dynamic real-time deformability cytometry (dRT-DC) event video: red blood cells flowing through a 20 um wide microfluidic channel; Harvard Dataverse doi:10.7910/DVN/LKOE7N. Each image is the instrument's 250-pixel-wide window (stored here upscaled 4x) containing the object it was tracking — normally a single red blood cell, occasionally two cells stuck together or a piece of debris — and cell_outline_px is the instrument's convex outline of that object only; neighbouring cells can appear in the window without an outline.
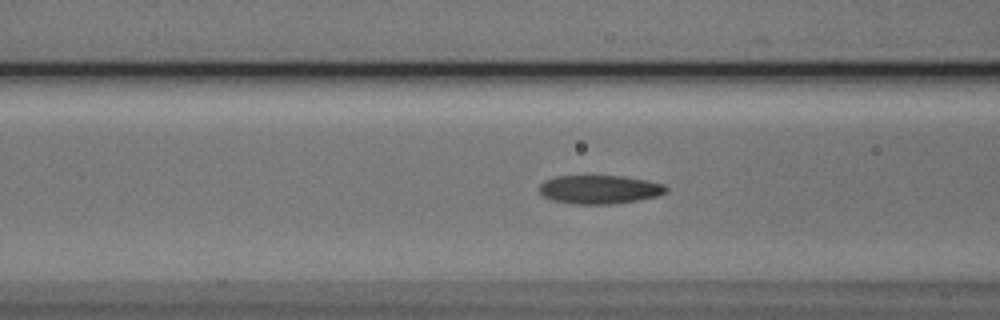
{"species": "Egyptian fruit bat (a non-hibernating species)", "species_latin": "Rousettus aegyptiacus", "temperature_condition": "cold", "stored_images_in_passage": 47, "camera_frame_rate_fps": 3000, "um_per_image_px": 0.085, "animal": {"sex": "male"}, "frame": {"image": 1, "passage_image": 21, "time_ms": 6.667, "image_size_px": [1000, 320], "cell_outline_px": [[668, 192], [660, 196], [612, 204], [572, 204], [552, 200], [544, 196], [536, 188], [544, 180], [556, 176], [624, 176], [648, 180], [664, 184], [668, 188]], "centroid_in_image_um": [50.97, 16.1], "position_along_channel_um": 115.6, "area_um2": 21.44}}
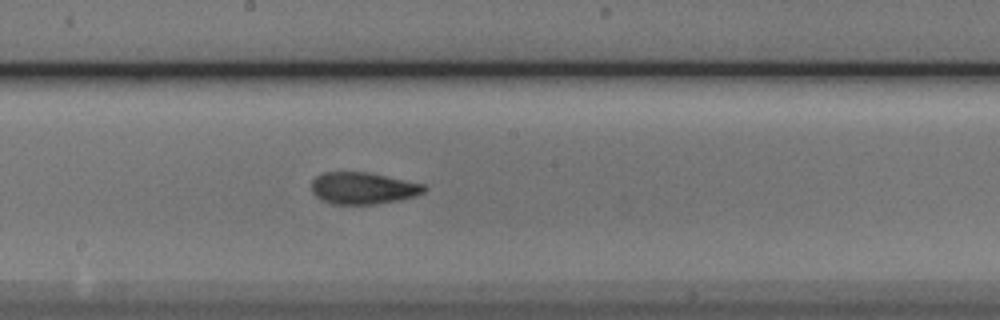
{"frame": {"image": 2, "passage_image": 29, "time_ms": 9.333, "image_size_px": [1000, 320], "cell_outline_px": [[428, 188], [424, 192], [416, 196], [400, 200], [376, 204], [332, 204], [316, 196], [312, 192], [312, 180], [316, 176], [324, 172], [364, 172], [424, 184]], "centroid_in_image_um": [30.86, 16.0], "position_along_channel_um": 217.3, "area_um2": 20.75}}
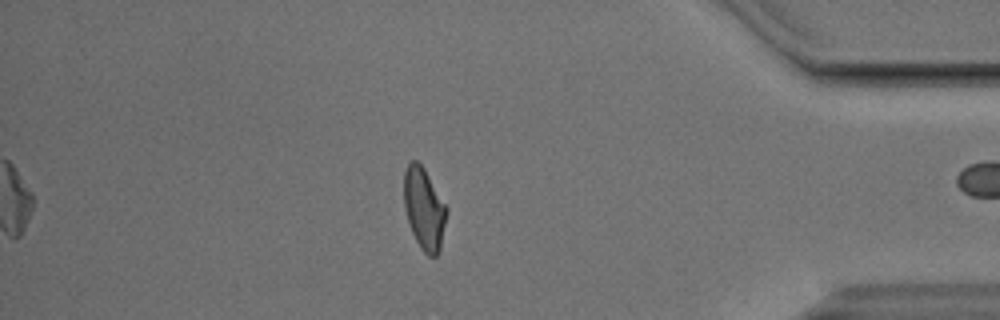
{"frame": {"image": 3, "passage_image": 46, "time_ms": 15.0, "image_size_px": [1000, 320], "cell_outline_px": [[448, 212], [440, 248], [436, 256], [428, 256], [420, 248], [408, 224], [404, 208], [404, 172], [408, 164], [412, 160], [416, 160], [424, 168], [448, 208]], "centroid_in_image_um": [36.05, 17.75], "position_along_channel_um": 399.2, "area_um2": 20.4}}